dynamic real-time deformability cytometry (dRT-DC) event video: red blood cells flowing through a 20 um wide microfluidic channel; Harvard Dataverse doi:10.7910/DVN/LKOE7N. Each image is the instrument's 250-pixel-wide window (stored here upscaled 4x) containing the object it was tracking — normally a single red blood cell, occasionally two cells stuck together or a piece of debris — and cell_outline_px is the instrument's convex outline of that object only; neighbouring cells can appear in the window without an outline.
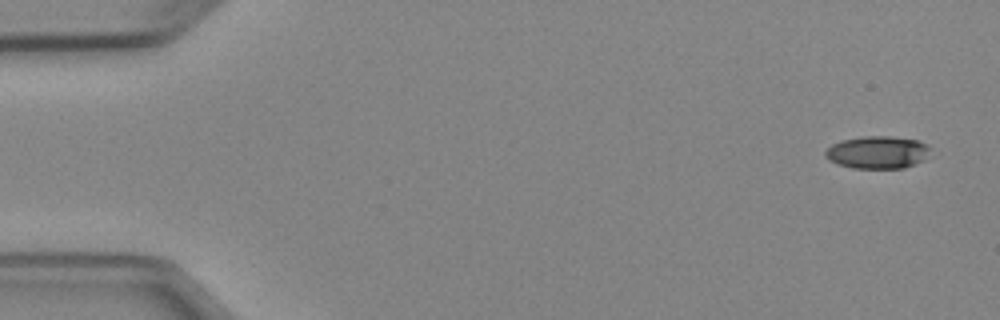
{"species": "Egyptian fruit bat (a non-hibernating species)", "species_latin": "Rousettus aegyptiacus", "temperature_condition": "cold", "stored_images_in_passage": 4, "camera_frame_rate_fps": 3000, "um_per_image_px": 0.085, "animal": {"sex": "female"}, "frame": {"image": 1, "passage_image": 1, "time_ms": 0.0, "image_size_px": [1000, 320], "cell_outline_px": [[928, 148], [924, 160], [904, 168], [852, 168], [836, 164], [828, 160], [824, 156], [824, 152], [832, 144], [840, 140], [864, 136], [892, 136], [916, 140], [928, 144]], "centroid_in_image_um": [74.53, 12.95], "position_along_channel_um": 10.5, "area_um2": 19.94}}
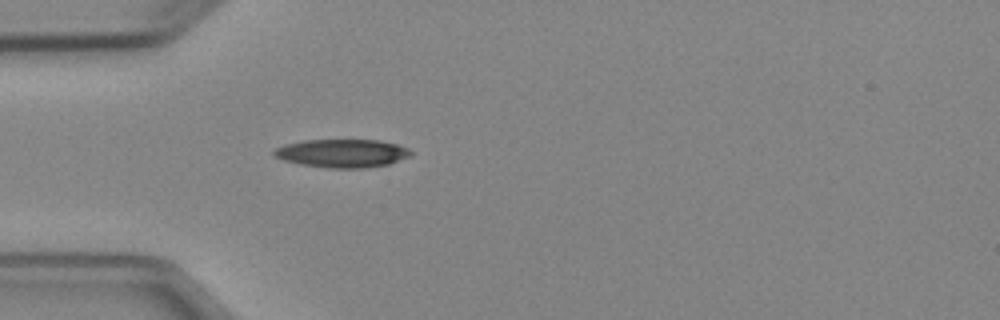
{"frame": {"image": 2, "passage_image": 4, "time_ms": 4.333, "image_size_px": [1000, 320], "cell_outline_px": [[412, 152], [408, 156], [388, 164], [364, 168], [328, 168], [300, 164], [284, 160], [276, 156], [272, 152], [276, 148], [284, 144], [304, 140], [380, 140], [396, 144], [408, 148]], "centroid_in_image_um": [29.06, 13.02], "position_along_channel_um": 55.9, "area_um2": 22.37}}